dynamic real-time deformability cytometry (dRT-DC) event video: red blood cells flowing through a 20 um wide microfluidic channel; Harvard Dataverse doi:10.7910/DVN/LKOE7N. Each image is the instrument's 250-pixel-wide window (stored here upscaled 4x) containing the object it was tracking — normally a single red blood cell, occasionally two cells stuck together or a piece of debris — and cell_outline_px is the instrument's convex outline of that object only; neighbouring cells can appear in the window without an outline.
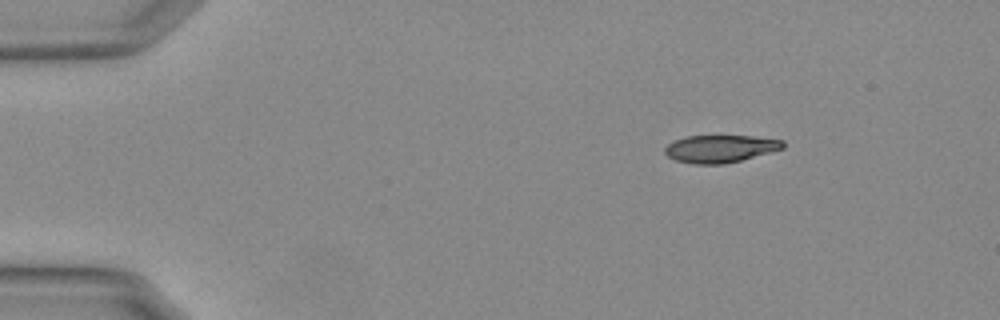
{"species": "Egyptian fruit bat (a non-hibernating species)", "species_latin": "Rousettus aegyptiacus", "temperature_condition": "warm", "stored_images_in_passage": 48, "camera_frame_rate_fps": 3000, "um_per_image_px": 0.085, "animal": {"sex": "female"}, "frame": {"image": 1, "passage_image": 1, "time_ms": 0.0, "image_size_px": [1000, 320], "cell_outline_px": [[784, 148], [740, 160], [724, 164], [692, 164], [676, 160], [668, 156], [664, 152], [664, 148], [672, 140], [688, 136], [752, 136], [784, 140]], "centroid_in_image_um": [61.19, 12.63], "position_along_channel_um": 23.8, "area_um2": 18.84}}
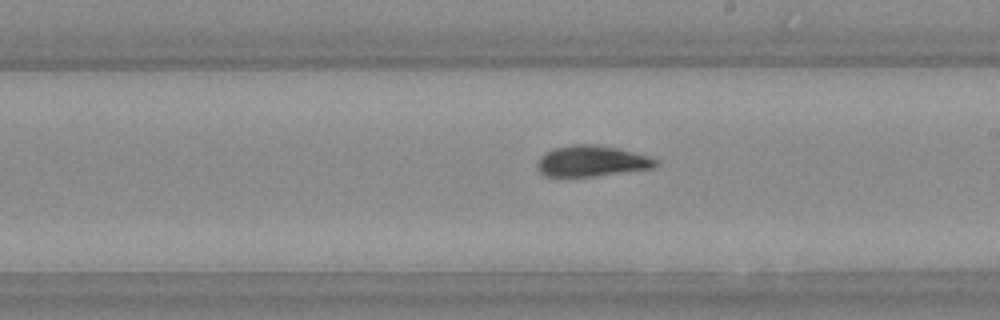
{"frame": {"image": 2, "passage_image": 25, "time_ms": 8.0, "image_size_px": [1000, 320], "cell_outline_px": [[656, 168], [596, 176], [564, 180], [544, 176], [540, 172], [540, 156], [544, 152], [552, 148], [572, 144], [592, 144], [616, 148], [648, 156], [656, 160]], "centroid_in_image_um": [50.23, 13.74], "position_along_channel_um": 238.8, "area_um2": 21.85}}
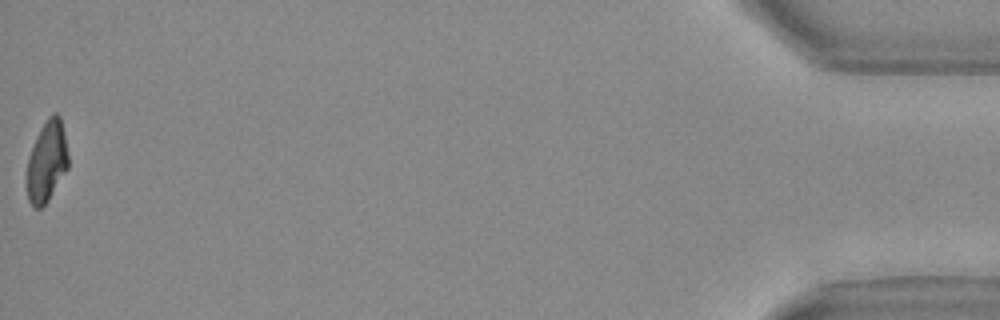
{"frame": {"image": 3, "passage_image": 48, "time_ms": 15.667, "image_size_px": [1000, 320], "cell_outline_px": [[68, 168], [48, 200], [40, 208], [36, 208], [28, 200], [28, 160], [36, 136], [40, 128], [48, 116], [52, 112], [56, 112], [60, 116], [64, 132], [68, 152]], "centroid_in_image_um": [4.01, 13.67], "position_along_channel_um": 431.2, "area_um2": 19.25}, "authors_computed_cell_mechanics": {"area_um2": 20.7791, "velocity_mm_per_s": 3.7484, "shape_relaxation_time_tau1_ms": 8.5081, "shape_relaxation_time_tau2_ms": 1.6806, "deformation_change_tau1": 0.2518, "deformation_change_tau2": 0.088}}